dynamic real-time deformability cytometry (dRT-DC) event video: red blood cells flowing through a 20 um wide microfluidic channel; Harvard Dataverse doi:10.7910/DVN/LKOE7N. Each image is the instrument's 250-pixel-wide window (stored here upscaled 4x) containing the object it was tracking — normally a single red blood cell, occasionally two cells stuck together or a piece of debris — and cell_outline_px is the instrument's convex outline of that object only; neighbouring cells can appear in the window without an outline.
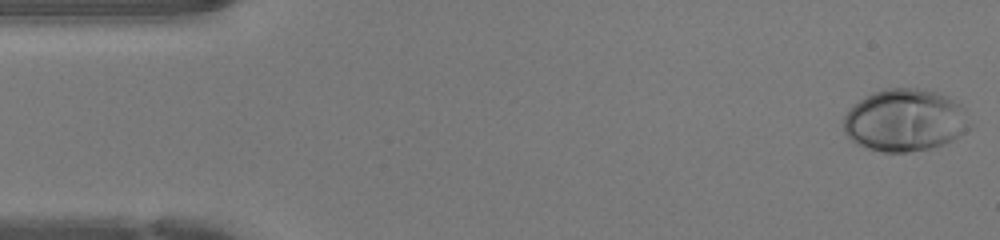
{"species": "human", "species_latin": "Homo sapiens", "temperature_condition": "warm", "stored_images_in_passage": 47, "camera_frame_rate_fps": 3000, "um_per_image_px": 0.085, "donor": {"sex": "female"}, "frame": {"image": 1, "passage_image": 1, "time_ms": 0.0, "image_size_px": [1000, 240], "cell_outline_px": [[972, 128], [952, 140], [944, 144], [932, 148], [908, 152], [884, 152], [864, 148], [856, 144], [844, 132], [844, 116], [864, 96], [872, 92], [884, 88], [916, 88], [936, 92], [948, 96], [960, 104], [964, 108], [972, 124]], "centroid_in_image_um": [76.95, 10.23], "position_along_channel_um": 8.0, "area_um2": 46.18}}
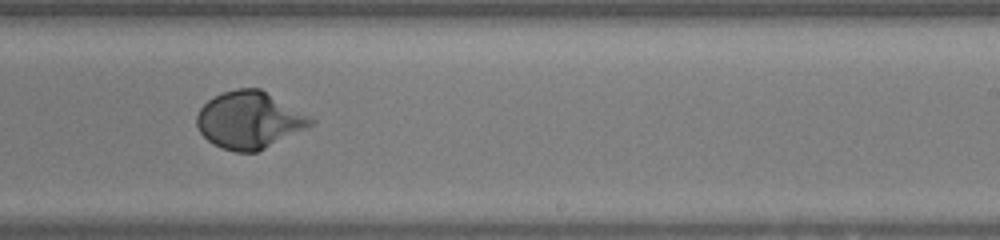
{"frame": {"image": 2, "passage_image": 28, "time_ms": 9.0, "image_size_px": [1000, 240], "cell_outline_px": [[316, 120], [308, 128], [256, 152], [236, 152], [220, 148], [212, 144], [200, 132], [196, 124], [196, 116], [200, 108], [208, 100], [224, 92], [236, 88], [260, 88], [312, 116]], "centroid_in_image_um": [21.21, 10.21], "position_along_channel_um": 267.8, "area_um2": 38.03}}
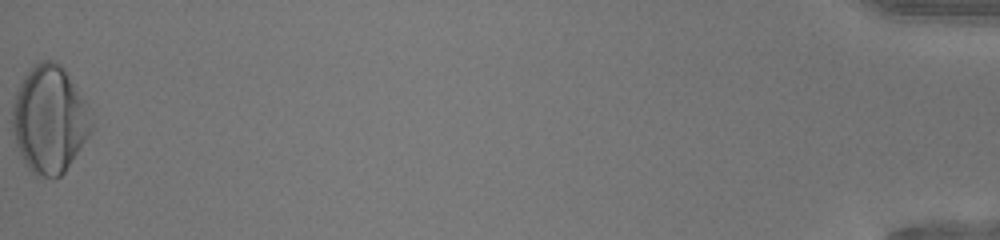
{"frame": {"image": 3, "passage_image": 47, "time_ms": 15.333, "image_size_px": [1000, 240], "cell_outline_px": [[92, 128], [88, 136], [64, 172], [60, 176], [36, 176], [28, 168], [16, 144], [12, 128], [12, 108], [16, 92], [24, 76], [36, 64], [44, 60], [56, 60], [64, 68], [84, 100], [92, 124]], "centroid_in_image_um": [4.18, 10.14], "position_along_channel_um": 431.0, "area_um2": 48.55}, "authors_computed_cell_mechanics": {"area_um2": 37.7434, "velocity_mm_per_s": 4.2845, "shape_relaxation_time_tau1_ms": 2.5149, "shape_relaxation_time_tau2_ms": null, "deformation_change_tau1": 0.19, "deformation_change_tau2": null}}